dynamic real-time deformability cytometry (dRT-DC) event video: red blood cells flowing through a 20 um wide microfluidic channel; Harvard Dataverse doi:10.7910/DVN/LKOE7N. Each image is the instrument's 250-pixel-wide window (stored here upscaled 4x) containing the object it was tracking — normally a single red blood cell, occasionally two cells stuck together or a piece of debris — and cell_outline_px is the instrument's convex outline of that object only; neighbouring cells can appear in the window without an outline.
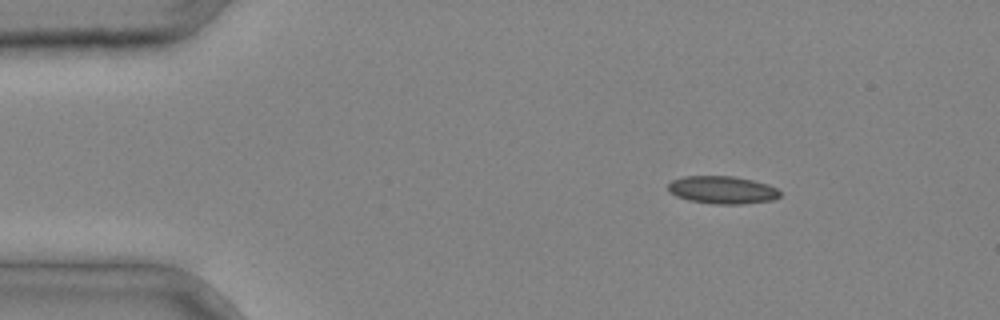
{"species": "common noctule bat (a hibernating species)", "species_latin": "Nyctalus noctula", "temperature_condition": "cold", "stored_images_in_passage": 3, "camera_frame_rate_fps": 3000, "um_per_image_px": 0.085, "animal": {"sex": "male", "body_mass_g": 20.4}, "frame": {"image": 1, "passage_image": 1, "time_ms": 0.0, "image_size_px": [1000, 320], "cell_outline_px": [[780, 196], [772, 200], [740, 204], [716, 204], [688, 200], [676, 196], [668, 192], [668, 184], [672, 180], [684, 176], [732, 176], [752, 180], [768, 184], [776, 188], [780, 192]], "centroid_in_image_um": [61.37, 16.14], "position_along_channel_um": 23.6, "area_um2": 18.03}}
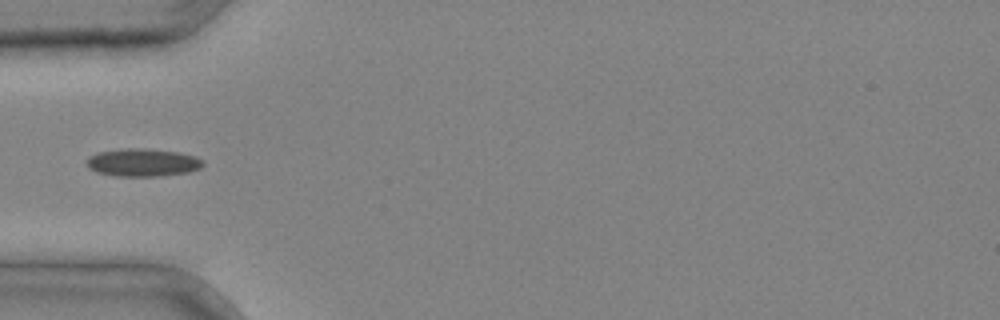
{"frame": {"image": 2, "passage_image": 3, "time_ms": 0.667, "image_size_px": [1000, 320], "cell_outline_px": [[204, 164], [200, 168], [188, 172], [156, 176], [116, 176], [96, 172], [88, 168], [88, 156], [96, 152], [124, 148], [148, 148], [176, 152], [196, 156], [204, 160]], "centroid_in_image_um": [12.12, 13.8], "position_along_channel_um": 72.9, "area_um2": 18.96}}